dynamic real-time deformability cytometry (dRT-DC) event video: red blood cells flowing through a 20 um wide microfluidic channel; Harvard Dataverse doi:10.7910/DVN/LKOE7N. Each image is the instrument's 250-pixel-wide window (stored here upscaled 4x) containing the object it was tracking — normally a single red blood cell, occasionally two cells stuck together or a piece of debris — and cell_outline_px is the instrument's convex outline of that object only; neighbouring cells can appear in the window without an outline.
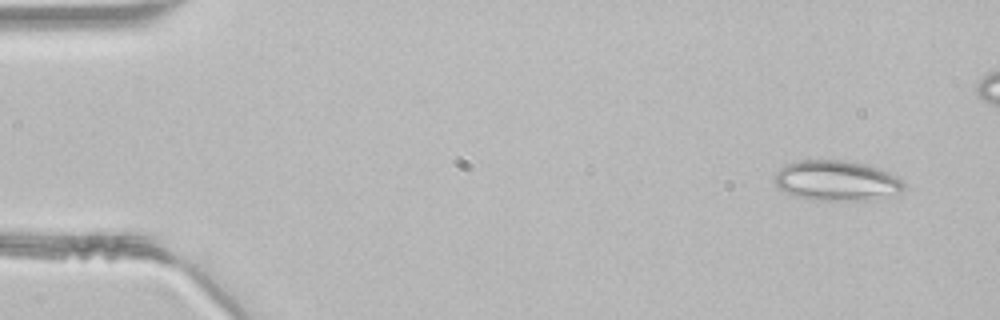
{"species": "common noctule bat (a hibernating species)", "species_latin": "Nyctalus noctula", "temperature_condition": "room temperature", "stored_images_in_passage": 40, "camera_frame_rate_fps": 3000, "um_per_image_px": 0.085, "animal": {"sex": "male", "body_mass_g": 21.5, "forearm_length_mm": 52.0}, "frame": {"image": 1, "passage_image": 1, "time_ms": 0.0, "image_size_px": [1000, 320], "cell_outline_px": [[904, 188], [900, 192], [876, 200], [820, 200], [800, 196], [784, 192], [776, 188], [772, 180], [776, 172], [784, 164], [800, 160], [844, 160], [864, 164], [876, 168], [904, 180]], "centroid_in_image_um": [71.07, 15.35], "position_along_channel_um": 13.9, "area_um2": 30.35}}
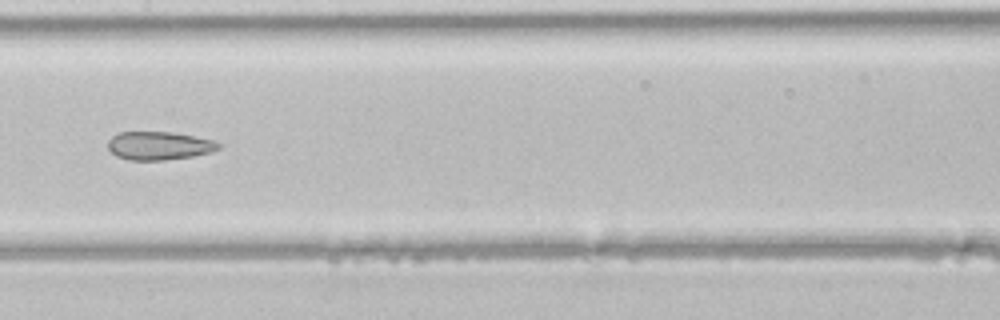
{"frame": {"image": 2, "passage_image": 21, "time_ms": 6.667, "image_size_px": [1000, 320], "cell_outline_px": [[220, 148], [208, 152], [192, 156], [164, 160], [128, 160], [116, 156], [108, 148], [108, 140], [112, 136], [120, 132], [172, 132], [216, 140], [220, 144]], "centroid_in_image_um": [13.51, 12.38], "position_along_channel_um": 193.9, "area_um2": 18.21}}
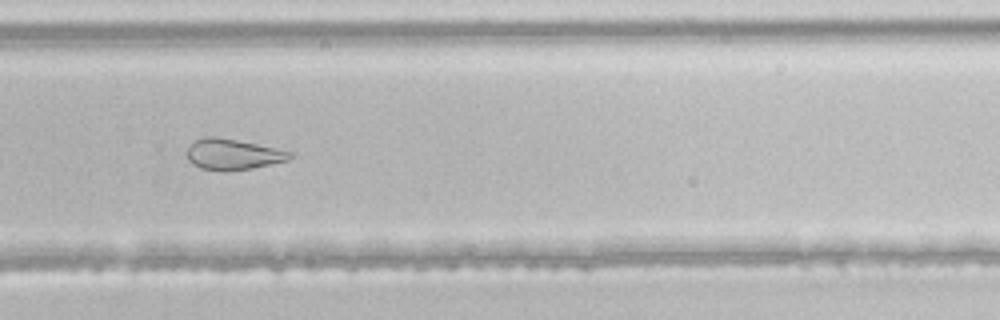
{"frame": {"image": 3, "passage_image": 29, "time_ms": 9.333, "image_size_px": [1000, 320], "cell_outline_px": [[296, 152], [288, 160], [252, 168], [224, 172], [200, 168], [192, 164], [188, 160], [188, 148], [196, 140], [204, 136], [216, 136]], "centroid_in_image_um": [19.81, 13.13], "position_along_channel_um": 310.0, "area_um2": 18.5}}